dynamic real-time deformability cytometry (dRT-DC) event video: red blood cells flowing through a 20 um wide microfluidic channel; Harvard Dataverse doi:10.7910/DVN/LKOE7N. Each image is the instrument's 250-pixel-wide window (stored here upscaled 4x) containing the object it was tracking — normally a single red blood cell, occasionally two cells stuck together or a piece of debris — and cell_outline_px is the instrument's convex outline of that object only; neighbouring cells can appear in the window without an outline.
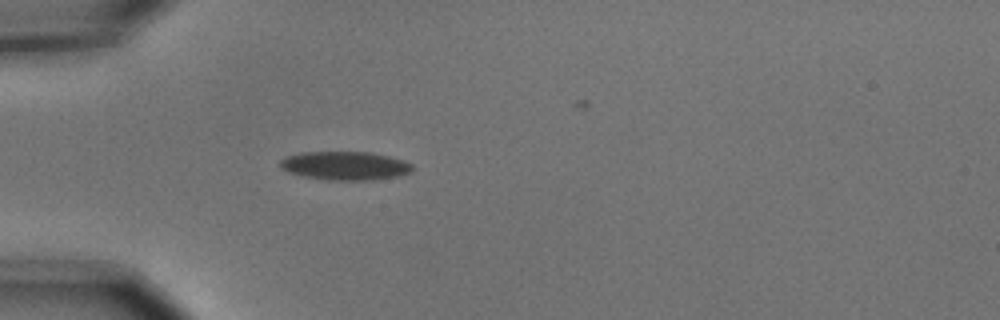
{"species": "common noctule bat (a hibernating species)", "species_latin": "Nyctalus noctula", "temperature_condition": "cold", "stored_images_in_passage": 1, "camera_frame_rate_fps": 3000, "um_per_image_px": 0.085, "animal": {"sex": "male", "body_mass_g": 15.6}, "frame": {"image": 1, "passage_image": 1, "time_ms": 0.0, "image_size_px": [1000, 320], "cell_outline_px": [[412, 172], [400, 176], [372, 180], [328, 180], [304, 176], [288, 172], [280, 164], [280, 160], [288, 156], [300, 152], [372, 152], [404, 160], [412, 164]], "centroid_in_image_um": [29.38, 14.08], "position_along_channel_um": 55.6, "area_um2": 22.02}}